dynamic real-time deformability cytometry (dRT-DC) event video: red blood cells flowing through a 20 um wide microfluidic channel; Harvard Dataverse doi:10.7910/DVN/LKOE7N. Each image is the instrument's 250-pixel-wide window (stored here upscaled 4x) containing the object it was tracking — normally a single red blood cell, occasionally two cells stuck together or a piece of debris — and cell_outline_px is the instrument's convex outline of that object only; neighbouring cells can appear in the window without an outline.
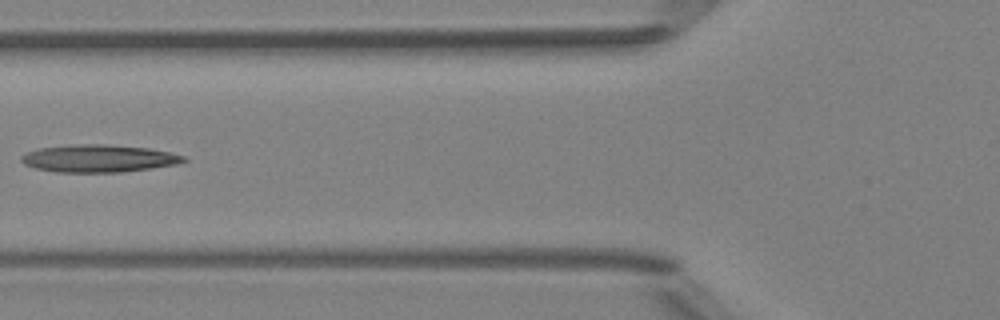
{"species": "Egyptian fruit bat (a non-hibernating species)", "species_latin": "Rousettus aegyptiacus", "temperature_condition": "room temperature", "stored_images_in_passage": 5, "camera_frame_rate_fps": 3000, "um_per_image_px": 0.085, "animal": {"sex": "female"}, "frame": {"image": 1, "passage_image": 5, "time_ms": 4.667, "image_size_px": [1000, 320], "cell_outline_px": [[188, 160], [176, 164], [152, 168], [120, 172], [56, 172], [36, 168], [24, 164], [20, 160], [20, 156], [28, 152], [40, 148], [72, 144], [104, 144], [148, 148], [168, 152], [184, 156]], "centroid_in_image_um": [8.37, 13.46], "position_along_channel_um": 117.4, "area_um2": 25.89}}